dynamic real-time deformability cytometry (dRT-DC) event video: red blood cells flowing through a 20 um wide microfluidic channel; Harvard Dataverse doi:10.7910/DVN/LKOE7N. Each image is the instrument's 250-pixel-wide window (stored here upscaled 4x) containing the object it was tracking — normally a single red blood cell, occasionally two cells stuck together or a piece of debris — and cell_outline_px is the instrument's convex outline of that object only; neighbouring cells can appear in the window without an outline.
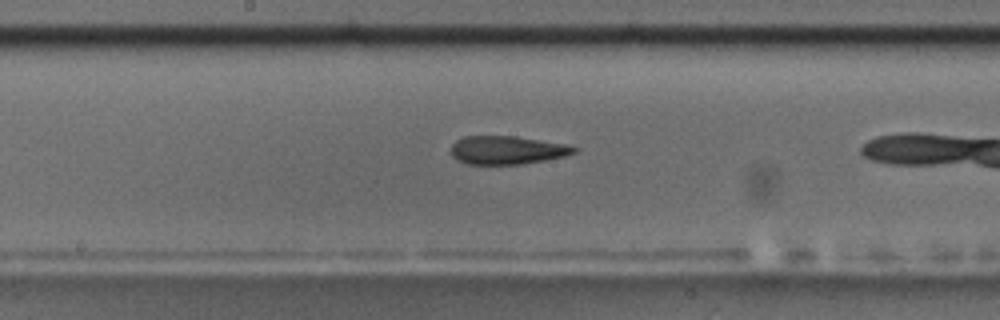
{"species": "common noctule bat (a hibernating species)", "species_latin": "Nyctalus noctula", "temperature_condition": "room temperature", "stored_images_in_passage": 18, "camera_frame_rate_fps": 3000, "um_per_image_px": 0.085, "animal": {"sex": "male", "body_mass_g": 17.5, "forearm_length_mm": 52.3}, "frame": {"image": 1, "passage_image": 13, "time_ms": 4.0, "image_size_px": [1000, 320], "cell_outline_px": [[576, 152], [564, 156], [544, 160], [520, 164], [468, 164], [456, 160], [452, 156], [452, 144], [456, 140], [464, 136], [516, 136], [568, 144], [576, 148]], "centroid_in_image_um": [43.09, 12.75], "position_along_channel_um": 205.1, "area_um2": 20.29}}